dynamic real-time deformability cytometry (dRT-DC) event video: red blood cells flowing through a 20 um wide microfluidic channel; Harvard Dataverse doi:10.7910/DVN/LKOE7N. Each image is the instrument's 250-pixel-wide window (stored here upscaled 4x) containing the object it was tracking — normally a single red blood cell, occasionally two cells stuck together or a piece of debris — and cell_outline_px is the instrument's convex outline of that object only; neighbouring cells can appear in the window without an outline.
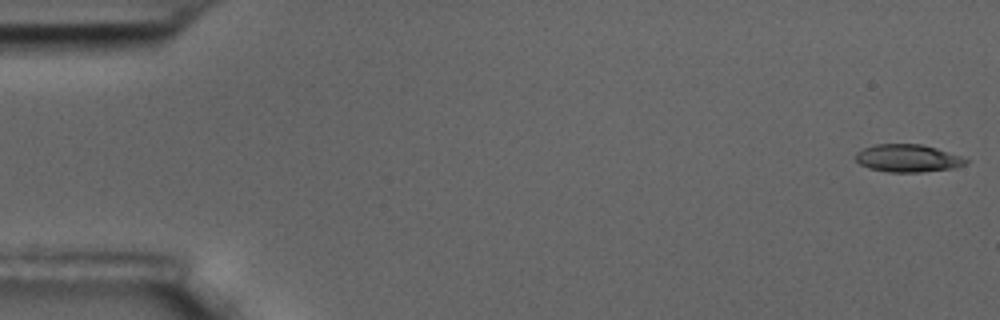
{"species": "common noctule bat (a hibernating species)", "species_latin": "Nyctalus noctula", "temperature_condition": "room temperature", "stored_images_in_passage": 11, "camera_frame_rate_fps": 3000, "um_per_image_px": 0.085, "animal": {"sex": "male", "body_mass_g": 17.5, "forearm_length_mm": 52.3}, "frame": {"image": 1, "passage_image": 1, "time_ms": 0.0, "image_size_px": [1000, 320], "cell_outline_px": [[968, 160], [964, 164], [952, 168], [920, 172], [888, 172], [868, 168], [860, 164], [856, 160], [856, 152], [864, 148], [876, 144], [920, 144], [936, 148], [960, 156]], "centroid_in_image_um": [77.11, 13.45], "position_along_channel_um": 7.9, "area_um2": 17.51}}
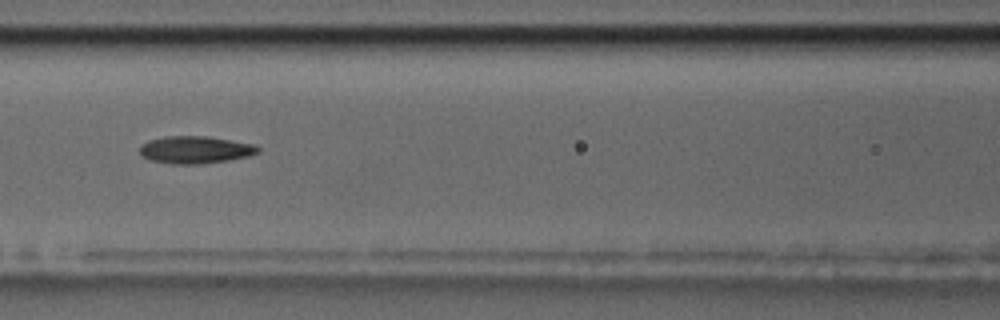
{"frame": {"image": 2, "passage_image": 7, "time_ms": 2.0, "image_size_px": [1000, 320], "cell_outline_px": [[260, 152], [248, 156], [228, 160], [200, 164], [172, 164], [148, 160], [140, 156], [140, 144], [148, 140], [164, 136], [208, 136], [252, 144], [260, 148]], "centroid_in_image_um": [16.54, 12.73], "position_along_channel_um": 150.1, "area_um2": 19.02}}
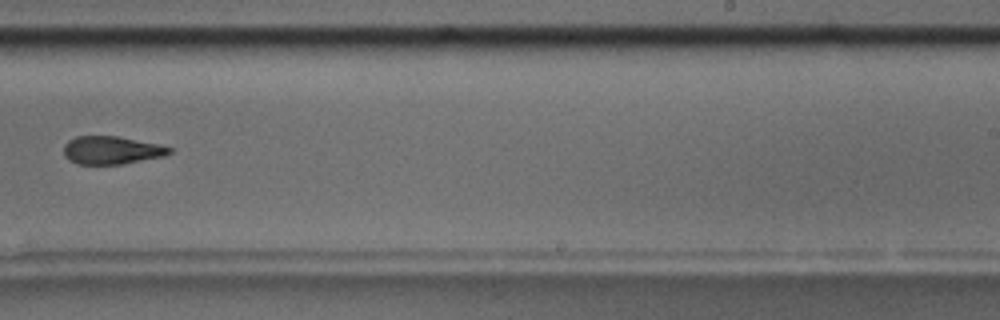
{"frame": {"image": 3, "passage_image": 10, "time_ms": 3.0, "image_size_px": [1000, 320], "cell_outline_px": [[172, 152], [164, 156], [124, 164], [76, 164], [68, 160], [64, 156], [64, 144], [68, 140], [76, 136], [116, 136], [160, 144], [172, 148]], "centroid_in_image_um": [9.47, 12.77], "position_along_channel_um": 279.5, "area_um2": 17.4}}